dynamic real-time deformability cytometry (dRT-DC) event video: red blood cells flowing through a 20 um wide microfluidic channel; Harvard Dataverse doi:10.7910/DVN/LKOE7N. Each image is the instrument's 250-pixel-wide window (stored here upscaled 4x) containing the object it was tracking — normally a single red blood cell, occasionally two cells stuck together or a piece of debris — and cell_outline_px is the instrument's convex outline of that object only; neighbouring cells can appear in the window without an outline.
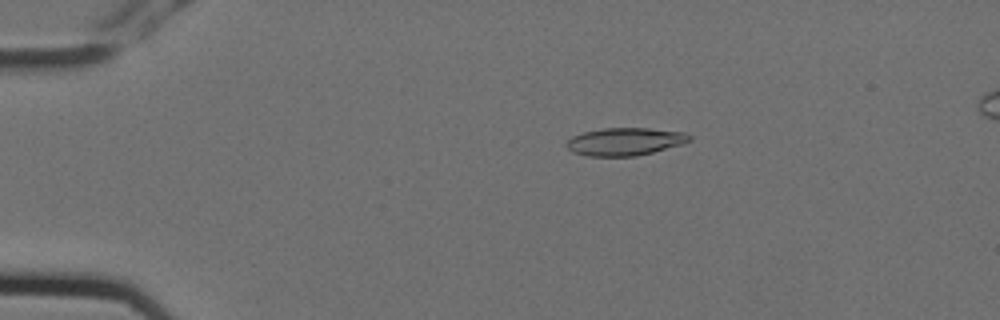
{"species": "Egyptian fruit bat (a non-hibernating species)", "species_latin": "Rousettus aegyptiacus", "temperature_condition": "cold", "stored_images_in_passage": 8, "camera_frame_rate_fps": 3000, "um_per_image_px": 0.085, "animal": {"sex": "female"}, "frame": {"image": 1, "passage_image": 2, "time_ms": 0.333, "image_size_px": [1000, 320], "cell_outline_px": [[692, 140], [684, 144], [636, 156], [588, 156], [572, 152], [564, 144], [572, 136], [584, 132], [604, 128], [648, 128], [684, 132], [692, 136]], "centroid_in_image_um": [53.14, 12.03], "position_along_channel_um": 31.9, "area_um2": 19.94}}
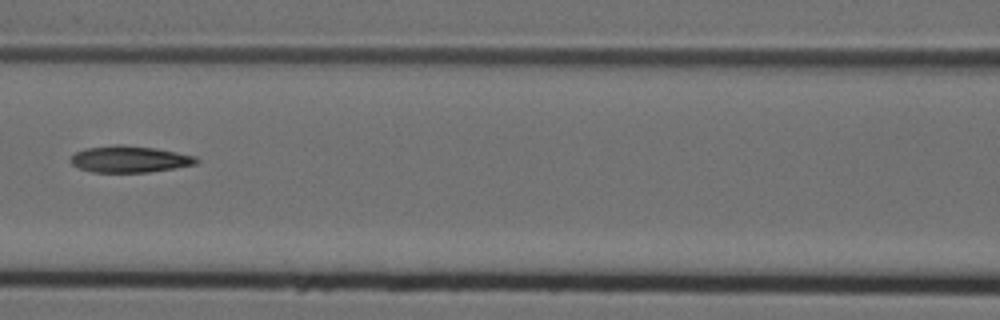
{"frame": {"image": 2, "passage_image": 6, "time_ms": 1.667, "image_size_px": [1000, 320], "cell_outline_px": [[200, 160], [196, 164], [148, 172], [92, 172], [80, 168], [72, 164], [68, 160], [76, 152], [84, 148], [112, 144], [120, 144], [156, 148], [196, 156]], "centroid_in_image_um": [10.99, 13.51], "position_along_channel_um": 155.6, "area_um2": 19.54}}
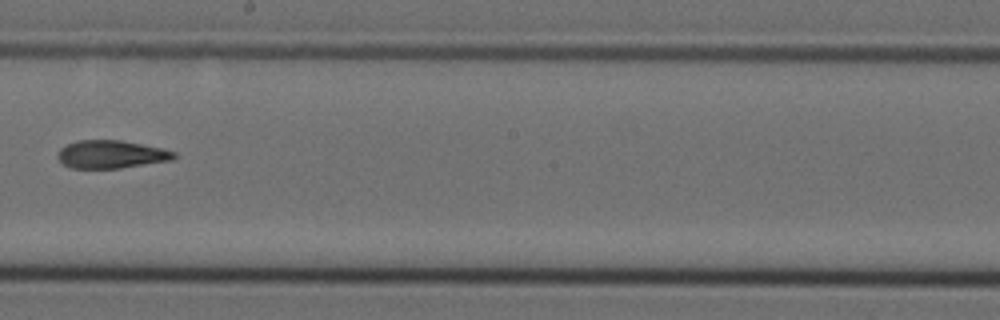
{"frame": {"image": 3, "passage_image": 8, "time_ms": 2.333, "image_size_px": [1000, 320], "cell_outline_px": [[176, 156], [172, 160], [120, 168], [72, 168], [64, 164], [56, 156], [60, 148], [76, 140], [120, 140], [160, 148], [176, 152]], "centroid_in_image_um": [9.43, 13.12], "position_along_channel_um": 238.8, "area_um2": 18.79}}